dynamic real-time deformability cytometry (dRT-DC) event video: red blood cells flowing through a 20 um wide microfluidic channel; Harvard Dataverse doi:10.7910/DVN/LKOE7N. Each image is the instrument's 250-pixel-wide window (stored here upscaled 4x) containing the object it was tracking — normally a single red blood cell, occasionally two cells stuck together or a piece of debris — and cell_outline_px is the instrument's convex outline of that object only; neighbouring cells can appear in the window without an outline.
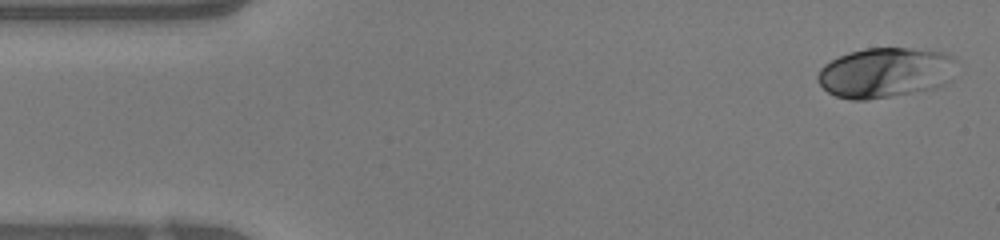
{"species": "human", "species_latin": "Homo sapiens", "temperature_condition": "warm", "stored_images_in_passage": 46, "camera_frame_rate_fps": 3000, "um_per_image_px": 0.085, "donor": {"sex": "female"}, "frame": {"image": 1, "passage_image": 1, "time_ms": 0.0, "image_size_px": [1000, 240], "cell_outline_px": [[956, 60], [952, 80], [944, 84], [932, 88], [868, 100], [852, 100], [836, 96], [828, 92], [816, 80], [816, 76], [820, 68], [824, 64], [848, 52], [864, 48], [912, 48], [940, 52], [952, 56]], "centroid_in_image_um": [75.23, 6.17], "position_along_channel_um": 9.8, "area_um2": 40.52}}
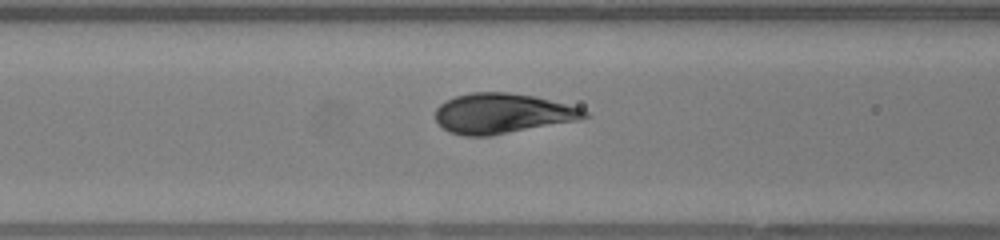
{"frame": {"image": 2, "passage_image": 17, "time_ms": 5.333, "image_size_px": [1000, 240], "cell_outline_px": [[588, 116], [580, 120], [492, 136], [464, 136], [448, 132], [436, 120], [436, 108], [444, 100], [456, 96], [472, 92], [508, 92], [536, 96], [580, 108], [588, 112]], "centroid_in_image_um": [42.69, 9.65], "position_along_channel_um": 123.9, "area_um2": 35.03}}
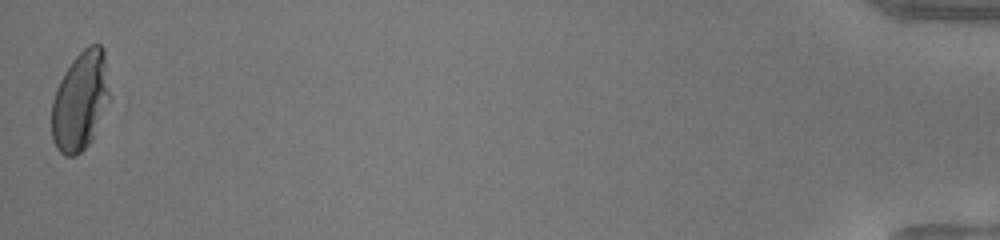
{"frame": {"image": 3, "passage_image": 46, "time_ms": 15.0, "image_size_px": [1000, 240], "cell_outline_px": [[108, 96], [92, 140], [76, 156], [64, 156], [56, 148], [52, 140], [52, 100], [56, 88], [64, 72], [72, 60], [88, 44], [100, 44], [104, 48], [108, 92]], "centroid_in_image_um": [6.77, 8.58], "position_along_channel_um": 428.4, "area_um2": 32.89}, "authors_computed_cell_mechanics": {"area_um2": 34.8823, "velocity_mm_per_s": 4.2409, "shape_relaxation_time_tau1_ms": 2.9165, "shape_relaxation_time_tau2_ms": null, "deformation_change_tau1": 0.1888, "deformation_change_tau2": null}}